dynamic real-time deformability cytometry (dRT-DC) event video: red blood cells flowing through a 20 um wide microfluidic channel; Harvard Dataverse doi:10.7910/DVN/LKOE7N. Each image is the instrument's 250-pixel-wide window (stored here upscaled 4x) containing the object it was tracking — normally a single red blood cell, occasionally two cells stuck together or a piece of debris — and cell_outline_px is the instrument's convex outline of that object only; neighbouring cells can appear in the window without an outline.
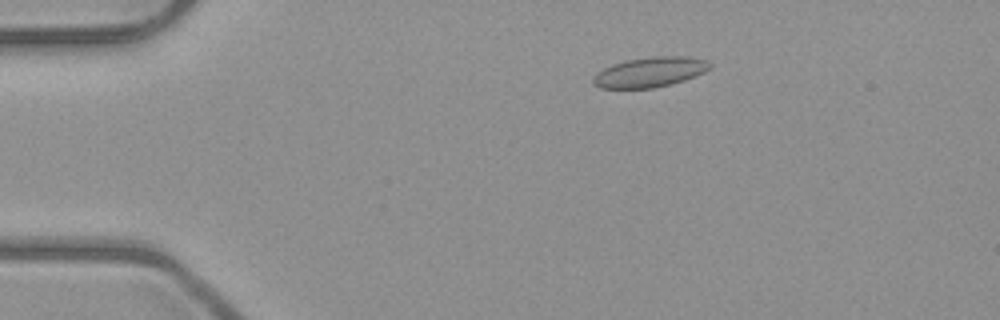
{"species": "common noctule bat (a hibernating species)", "species_latin": "Nyctalus noctula", "temperature_condition": "room temperature", "stored_images_in_passage": 3, "camera_frame_rate_fps": 3000, "um_per_image_px": 0.085, "animal": {"sex": "male", "body_mass_g": 23.1, "forearm_length_mm": 52.7}, "frame": {"image": 1, "passage_image": 1, "time_ms": 0.0, "image_size_px": [1000, 320], "cell_outline_px": [[712, 68], [696, 76], [672, 84], [652, 88], [600, 88], [592, 84], [592, 80], [596, 72], [612, 64], [624, 60], [652, 56], [684, 56], [708, 60], [712, 64]], "centroid_in_image_um": [55.25, 6.12], "position_along_channel_um": 29.8, "area_um2": 20.69}}
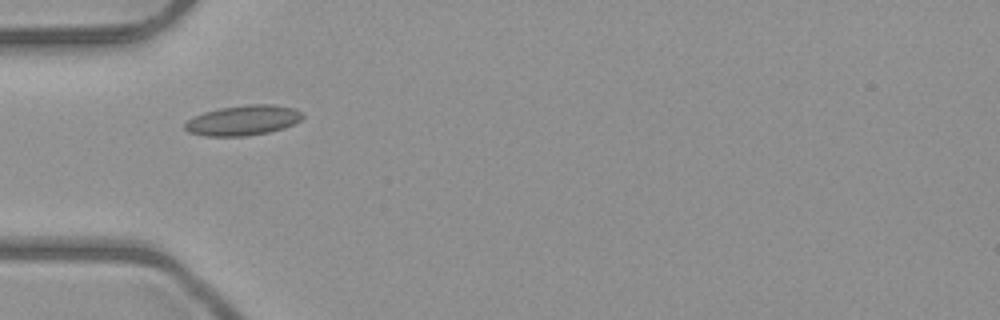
{"frame": {"image": 2, "passage_image": 3, "time_ms": 2.333, "image_size_px": [1000, 320], "cell_outline_px": [[304, 116], [300, 120], [284, 128], [268, 132], [244, 136], [204, 136], [188, 132], [184, 128], [184, 124], [192, 116], [204, 112], [220, 108], [248, 104], [272, 104], [296, 108], [304, 112]], "centroid_in_image_um": [20.67, 10.22], "position_along_channel_um": 64.3, "area_um2": 20.81}}